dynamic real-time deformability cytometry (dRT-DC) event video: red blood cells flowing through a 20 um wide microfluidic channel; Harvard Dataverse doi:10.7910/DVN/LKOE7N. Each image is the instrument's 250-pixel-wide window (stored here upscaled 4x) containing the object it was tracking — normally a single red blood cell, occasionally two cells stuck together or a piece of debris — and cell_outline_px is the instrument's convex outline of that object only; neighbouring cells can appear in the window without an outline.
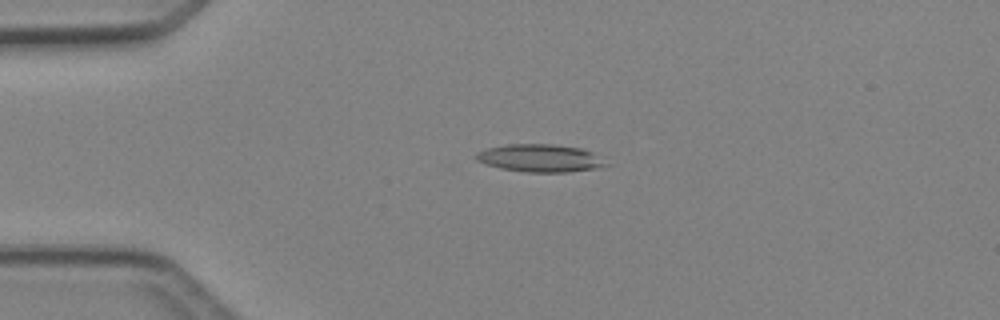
{"species": "Egyptian fruit bat (a non-hibernating species)", "species_latin": "Rousettus aegyptiacus", "temperature_condition": "cold", "stored_images_in_passage": 48, "camera_frame_rate_fps": 3000, "um_per_image_px": 0.085, "animal": {"sex": "female"}, "frame": {"image": 1, "passage_image": 12, "time_ms": 3.667, "image_size_px": [1000, 320], "cell_outline_px": [[608, 164], [596, 168], [568, 172], [524, 172], [500, 168], [484, 164], [476, 160], [476, 152], [488, 148], [508, 144], [556, 144], [584, 148], [592, 152]], "centroid_in_image_um": [45.88, 13.43], "position_along_channel_um": 39.1, "area_um2": 20.98}}
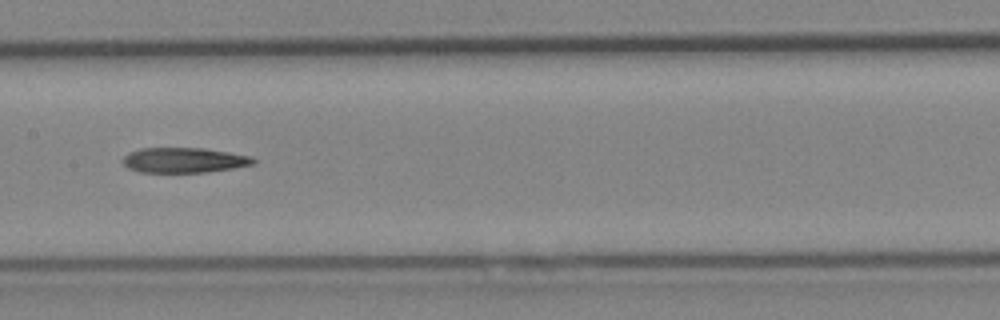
{"frame": {"image": 2, "passage_image": 25, "time_ms": 8.0, "image_size_px": [1000, 320], "cell_outline_px": [[256, 160], [252, 164], [232, 168], [204, 172], [140, 172], [128, 168], [120, 160], [128, 152], [140, 148], [204, 148], [252, 156]], "centroid_in_image_um": [15.59, 13.6], "position_along_channel_um": 191.8, "area_um2": 19.07}}
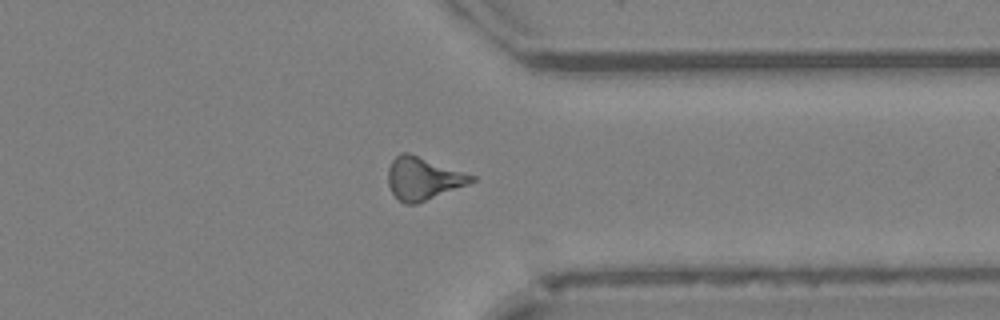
{"frame": {"image": 3, "passage_image": 38, "time_ms": 12.333, "image_size_px": [1000, 320], "cell_outline_px": [[476, 180], [468, 184], [416, 204], [404, 204], [392, 192], [388, 184], [388, 168], [392, 160], [400, 152], [408, 152], [476, 176]], "centroid_in_image_um": [35.95, 15.16], "position_along_channel_um": 375.4, "area_um2": 20.58}}